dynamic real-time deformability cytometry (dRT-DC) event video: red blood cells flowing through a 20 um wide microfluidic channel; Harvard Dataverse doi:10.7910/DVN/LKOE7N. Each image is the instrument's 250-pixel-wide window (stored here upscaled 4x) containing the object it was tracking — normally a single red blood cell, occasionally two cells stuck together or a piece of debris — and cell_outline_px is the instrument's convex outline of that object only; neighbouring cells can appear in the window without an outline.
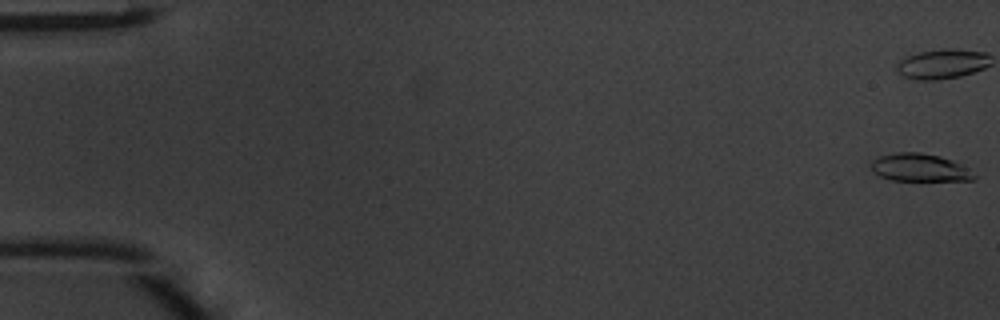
{"species": "common noctule bat (a hibernating species)", "species_latin": "Nyctalus noctula", "temperature_condition": "warm", "stored_images_in_passage": 48, "camera_frame_rate_fps": 3000, "um_per_image_px": 0.085, "animal": {"sex": "male", "body_mass_g": 20.1, "forearm_length_mm": 53.5}, "frame": {"image": 1, "passage_image": 1, "time_ms": 0.0, "image_size_px": [1000, 320], "cell_outline_px": [[976, 180], [892, 180], [880, 176], [872, 172], [872, 160], [880, 156], [896, 152], [920, 152], [940, 156], [952, 160], [972, 168], [976, 176]], "centroid_in_image_um": [78.23, 14.24], "position_along_channel_um": 6.8, "area_um2": 16.82}, "authors_computed_cell_mechanics": {"area_um2": 18.5249, "velocity_mm_per_s": 4.2535, "shape_relaxation_time_tau1_ms": 4.0087, "shape_relaxation_time_tau2_ms": 1.7943, "deformation_change_tau1": 0.1725, "deformation_change_tau2": 0.1006}}